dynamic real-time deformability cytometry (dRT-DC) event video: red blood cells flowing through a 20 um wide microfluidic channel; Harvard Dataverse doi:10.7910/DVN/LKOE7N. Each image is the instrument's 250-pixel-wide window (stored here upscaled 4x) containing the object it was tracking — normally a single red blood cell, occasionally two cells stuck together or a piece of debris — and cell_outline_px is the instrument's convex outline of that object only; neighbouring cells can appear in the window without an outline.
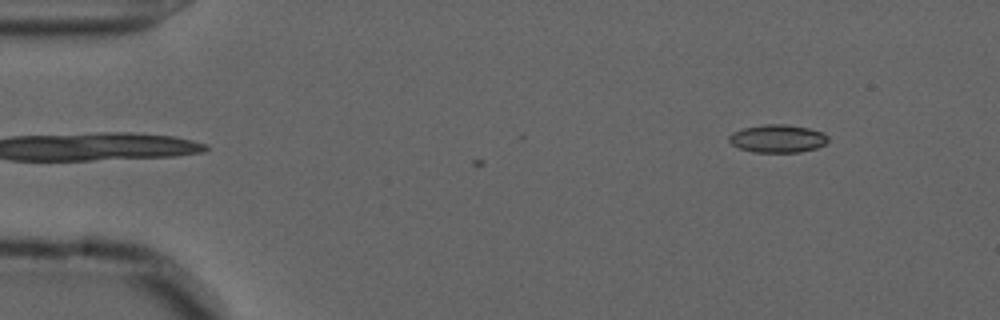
{"species": "common noctule bat (a hibernating species)", "species_latin": "Nyctalus noctula", "temperature_condition": "cold", "stored_images_in_passage": 3, "camera_frame_rate_fps": 3000, "um_per_image_px": 0.085, "animal": {"sex": "male", "forearm_length_mm": 52.5}, "frame": {"image": 1, "passage_image": 3, "time_ms": 0.667, "image_size_px": [1000, 320], "cell_outline_px": [[828, 140], [824, 144], [816, 148], [800, 152], [752, 152], [740, 148], [732, 144], [728, 140], [728, 136], [732, 132], [744, 128], [764, 124], [784, 124], [808, 128], [824, 132], [828, 136]], "centroid_in_image_um": [66.09, 11.78], "position_along_channel_um": 18.9, "area_um2": 16.13}}